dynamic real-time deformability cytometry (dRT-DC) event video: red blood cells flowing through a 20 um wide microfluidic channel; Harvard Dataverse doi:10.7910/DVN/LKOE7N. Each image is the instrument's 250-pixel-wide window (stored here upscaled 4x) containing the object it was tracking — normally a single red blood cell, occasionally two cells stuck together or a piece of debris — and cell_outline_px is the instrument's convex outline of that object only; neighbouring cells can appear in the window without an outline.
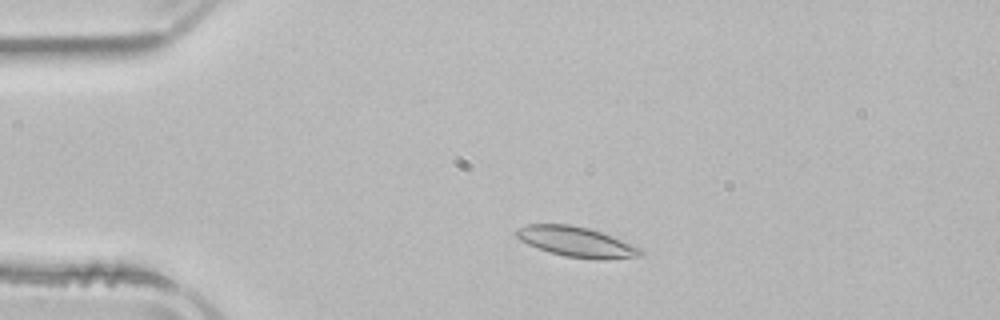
{"species": "common noctule bat (a hibernating species)", "species_latin": "Nyctalus noctula", "temperature_condition": "room temperature", "stored_images_in_passage": 48, "camera_frame_rate_fps": 3000, "um_per_image_px": 0.085, "animal": {"sex": "male", "body_mass_g": 21.5, "forearm_length_mm": 52.0}, "frame": {"image": 1, "passage_image": 7, "time_ms": 2.0, "image_size_px": [1000, 320], "cell_outline_px": [[644, 252], [640, 256], [608, 260], [596, 260], [564, 256], [548, 252], [528, 244], [520, 240], [512, 232], [516, 228], [528, 224], [568, 224], [588, 228], [612, 236], [640, 248]], "centroid_in_image_um": [48.96, 20.56], "position_along_channel_um": 36.0, "area_um2": 21.96}}
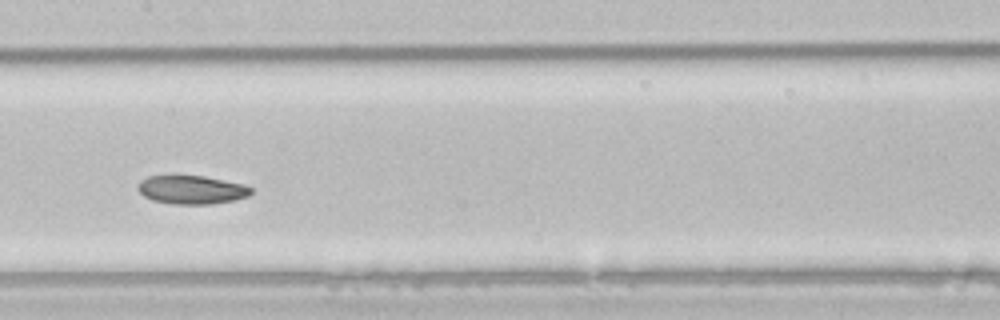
{"frame": {"image": 2, "passage_image": 22, "time_ms": 7.0, "image_size_px": [1000, 320], "cell_outline_px": [[252, 192], [248, 196], [232, 200], [212, 204], [172, 204], [152, 200], [144, 196], [136, 188], [140, 180], [148, 176], [204, 176], [244, 184], [252, 188]], "centroid_in_image_um": [16.27, 16.13], "position_along_channel_um": 191.1, "area_um2": 18.79}}
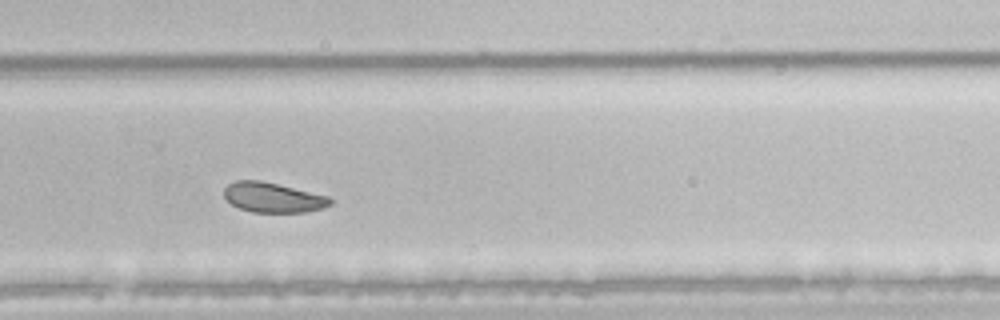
{"frame": {"image": 3, "passage_image": 31, "time_ms": 10.0, "image_size_px": [1000, 320], "cell_outline_px": [[332, 204], [324, 208], [304, 212], [252, 212], [240, 208], [232, 204], [224, 196], [224, 188], [228, 184], [236, 180], [260, 180], [328, 196], [332, 200]], "centroid_in_image_um": [23.2, 16.78], "position_along_channel_um": 306.6, "area_um2": 18.38}, "authors_computed_cell_mechanics": {"area_um2": 20.7791, "velocity_mm_per_s": 3.8678, "shape_relaxation_time_tau1_ms": 3.8831, "shape_relaxation_time_tau2_ms": 4.1179, "deformation_change_tau1": 0.1118, "deformation_change_tau2": 0.0827}}